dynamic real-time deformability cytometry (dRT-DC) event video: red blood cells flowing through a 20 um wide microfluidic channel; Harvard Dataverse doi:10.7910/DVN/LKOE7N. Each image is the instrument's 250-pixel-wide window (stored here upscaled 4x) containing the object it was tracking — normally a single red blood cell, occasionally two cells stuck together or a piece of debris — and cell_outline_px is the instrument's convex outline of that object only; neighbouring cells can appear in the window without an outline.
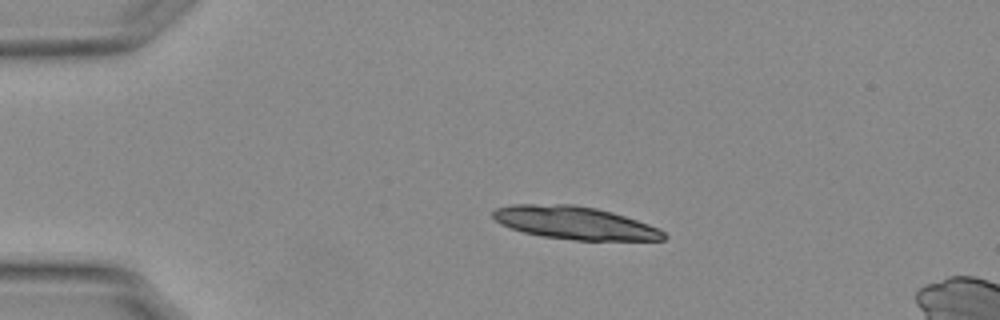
{"species": "Egyptian fruit bat (a non-hibernating species)", "species_latin": "Rousettus aegyptiacus", "temperature_condition": "warm", "stored_images_in_passage": 7, "camera_frame_rate_fps": 3000, "um_per_image_px": 0.085, "animal": {"sex": "female"}, "frame": {"image": 1, "passage_image": 1, "time_ms": 0.0, "image_size_px": [1000, 320], "cell_outline_px": [[668, 236], [664, 240], [572, 240], [540, 236], [524, 232], [500, 224], [492, 216], [492, 212], [496, 208], [508, 204], [572, 204], [596, 208], [612, 212], [660, 228]], "centroid_in_image_um": [48.84, 18.94], "position_along_channel_um": 36.2, "area_um2": 32.77}}